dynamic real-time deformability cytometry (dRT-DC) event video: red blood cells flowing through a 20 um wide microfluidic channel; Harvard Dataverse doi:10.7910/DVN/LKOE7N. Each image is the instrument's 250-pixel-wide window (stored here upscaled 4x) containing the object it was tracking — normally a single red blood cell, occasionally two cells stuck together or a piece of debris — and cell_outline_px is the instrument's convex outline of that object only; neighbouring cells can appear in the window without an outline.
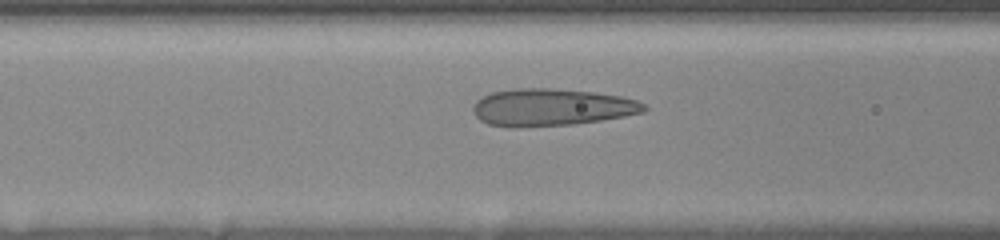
{"species": "human", "species_latin": "Homo sapiens", "temperature_condition": "room temperature", "stored_images_in_passage": 32, "camera_frame_rate_fps": 3000, "um_per_image_px": 0.085, "donor": {"sex": "female"}, "frame": {"image": 1, "passage_image": 9, "time_ms": 4.0, "image_size_px": [1000, 240], "cell_outline_px": [[648, 108], [644, 112], [624, 116], [600, 120], [572, 124], [516, 128], [512, 128], [488, 124], [480, 120], [472, 112], [472, 108], [476, 100], [492, 92], [516, 88], [552, 88], [596, 92], [620, 96], [636, 100], [644, 104]], "centroid_in_image_um": [46.85, 9.12], "position_along_channel_um": 119.8, "area_um2": 37.28}}
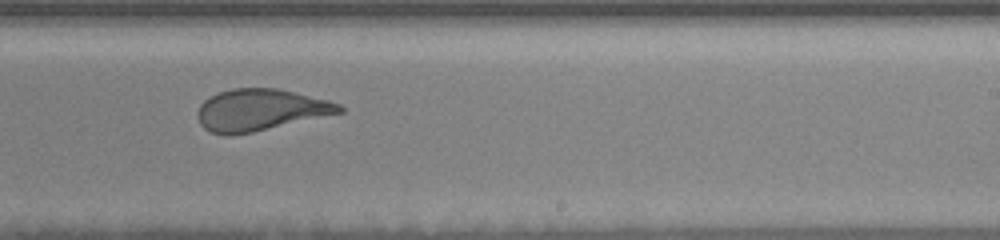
{"frame": {"image": 2, "passage_image": 17, "time_ms": 8.0, "image_size_px": [1000, 240], "cell_outline_px": [[344, 112], [252, 132], [228, 136], [212, 132], [204, 128], [200, 124], [196, 116], [196, 112], [200, 104], [204, 100], [220, 92], [232, 88], [276, 88], [328, 100], [340, 104], [344, 108]], "centroid_in_image_um": [22.1, 9.35], "position_along_channel_um": 266.9, "area_um2": 34.28}}
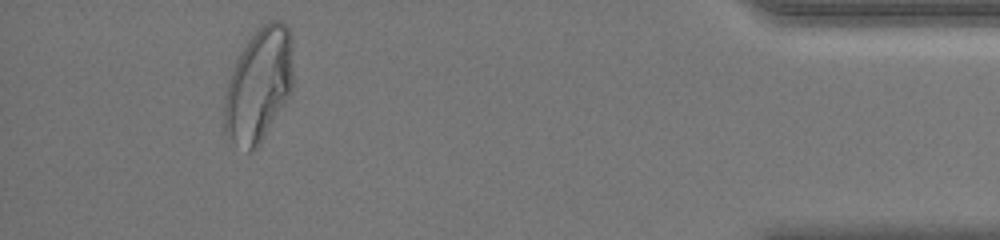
{"frame": {"image": 3, "passage_image": 28, "time_ms": 13.333, "image_size_px": [1000, 240], "cell_outline_px": [[292, 92], [260, 144], [248, 152], [232, 140], [224, 132], [224, 100], [228, 80], [236, 60], [240, 52], [248, 40], [268, 20], [280, 20], [288, 28], [292, 36]], "centroid_in_image_um": [22.0, 7.22], "position_along_channel_um": 413.2, "area_um2": 45.55}, "authors_computed_cell_mechanics": {"area_um2": 39.8242, "velocity_mm_per_s": 3.6798, "shape_relaxation_time_tau1_ms": 8.3415, "shape_relaxation_time_tau2_ms": null, "deformation_change_tau1": 0.227, "deformation_change_tau2": null}}